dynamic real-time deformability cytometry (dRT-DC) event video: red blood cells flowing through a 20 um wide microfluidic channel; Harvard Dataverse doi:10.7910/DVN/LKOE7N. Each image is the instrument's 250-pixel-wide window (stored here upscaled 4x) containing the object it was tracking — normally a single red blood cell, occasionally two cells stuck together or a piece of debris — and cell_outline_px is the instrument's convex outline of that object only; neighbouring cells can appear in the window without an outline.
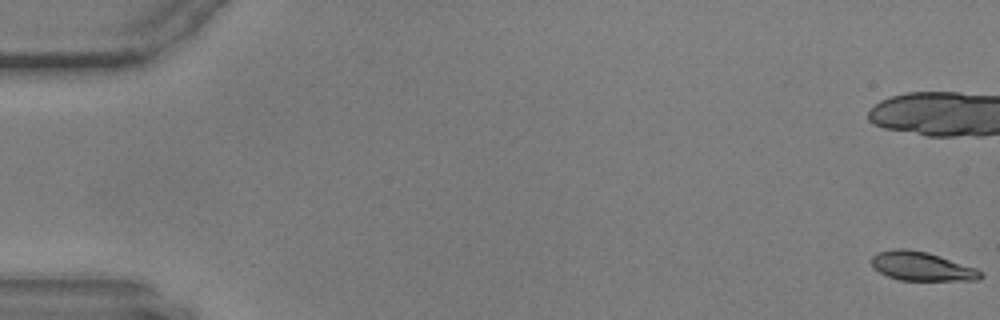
{"species": "common noctule bat (a hibernating species)", "species_latin": "Nyctalus noctula", "temperature_condition": "warm", "stored_images_in_passage": 21, "camera_frame_rate_fps": 3000, "um_per_image_px": 0.085, "animal": {"sex": "male", "body_mass_g": 17.9, "forearm_length_mm": 54.2}, "frame": {"image": 1, "passage_image": 1, "time_ms": 0.0, "image_size_px": [1000, 320], "cell_outline_px": [[984, 276], [980, 280], [900, 280], [888, 276], [880, 272], [872, 264], [872, 256], [876, 252], [896, 248], [908, 248], [928, 252], [976, 268], [984, 272]], "centroid_in_image_um": [78.38, 22.63], "position_along_channel_um": 6.6, "area_um2": 18.44}}